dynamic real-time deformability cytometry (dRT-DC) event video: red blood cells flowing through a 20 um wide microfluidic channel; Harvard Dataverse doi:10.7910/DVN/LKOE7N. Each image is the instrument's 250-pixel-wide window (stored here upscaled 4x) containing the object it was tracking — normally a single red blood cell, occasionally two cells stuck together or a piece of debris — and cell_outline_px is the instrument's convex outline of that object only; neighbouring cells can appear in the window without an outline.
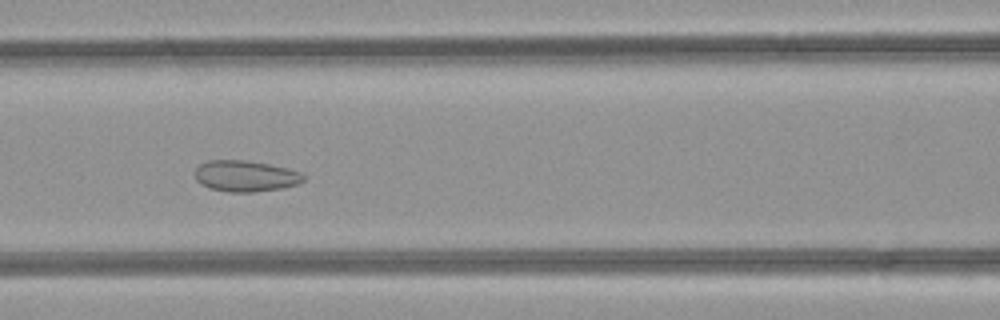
{"species": "common noctule bat (a hibernating species)", "species_latin": "Nyctalus noctula", "temperature_condition": "room temperature", "stored_images_in_passage": 34, "camera_frame_rate_fps": 3000, "um_per_image_px": 0.085, "animal": {"sex": "female", "body_mass_g": 21.9}, "frame": {"image": 1, "passage_image": 6, "time_ms": 1.667, "image_size_px": [1000, 320], "cell_outline_px": [[308, 176], [304, 180], [296, 184], [284, 188], [252, 192], [228, 192], [208, 188], [200, 184], [196, 180], [196, 168], [200, 164], [208, 160], [244, 160], [268, 164], [288, 168], [300, 172]], "centroid_in_image_um": [20.88, 14.97], "position_along_channel_um": 145.7, "area_um2": 19.83}}
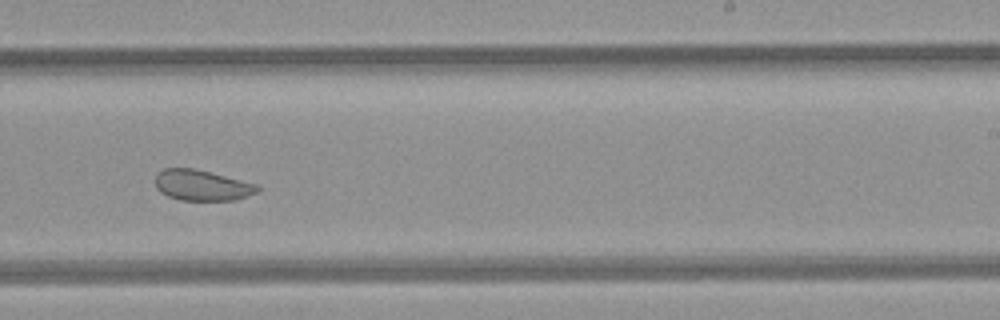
{"frame": {"image": 2, "passage_image": 15, "time_ms": 4.667, "image_size_px": [1000, 320], "cell_outline_px": [[260, 188], [256, 192], [248, 196], [236, 200], [180, 200], [168, 196], [160, 192], [156, 188], [156, 172], [164, 168], [196, 168], [256, 184]], "centroid_in_image_um": [17.14, 15.74], "position_along_channel_um": 271.9, "area_um2": 18.32}}
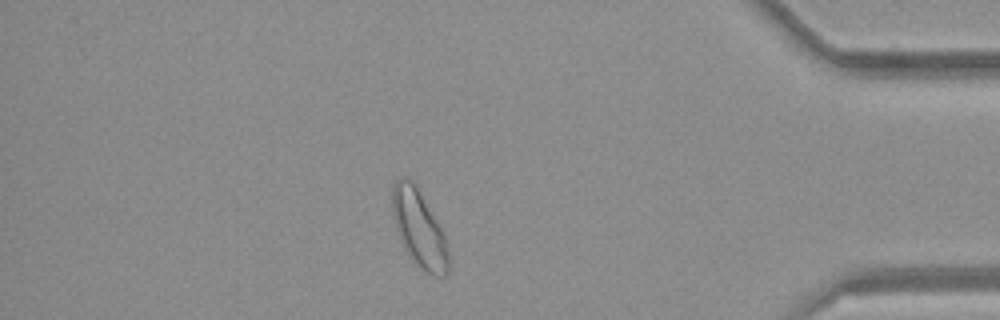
{"frame": {"image": 3, "passage_image": 27, "time_ms": 8.667, "image_size_px": [1000, 320], "cell_outline_px": [[448, 272], [444, 276], [432, 276], [424, 272], [408, 256], [400, 240], [396, 228], [392, 212], [392, 188], [396, 180], [400, 176], [408, 176], [412, 180], [444, 232], [448, 248]], "centroid_in_image_um": [35.61, 19.44], "position_along_channel_um": 399.6, "area_um2": 25.32}}